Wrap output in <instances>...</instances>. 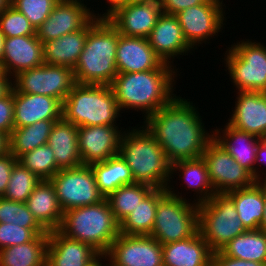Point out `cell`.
<instances>
[{"mask_svg": "<svg viewBox=\"0 0 266 266\" xmlns=\"http://www.w3.org/2000/svg\"><path fill=\"white\" fill-rule=\"evenodd\" d=\"M188 100L176 96L142 123L162 147L171 164L200 158L213 139V134L205 129L198 107Z\"/></svg>", "mask_w": 266, "mask_h": 266, "instance_id": "6da1fadb", "label": "cell"}, {"mask_svg": "<svg viewBox=\"0 0 266 266\" xmlns=\"http://www.w3.org/2000/svg\"><path fill=\"white\" fill-rule=\"evenodd\" d=\"M179 68L163 63L158 69L118 73L110 87L121 109L142 111L145 120L175 97L174 87ZM177 72V73H176ZM176 76V77H175Z\"/></svg>", "mask_w": 266, "mask_h": 266, "instance_id": "7a4b0ae2", "label": "cell"}, {"mask_svg": "<svg viewBox=\"0 0 266 266\" xmlns=\"http://www.w3.org/2000/svg\"><path fill=\"white\" fill-rule=\"evenodd\" d=\"M125 130L118 154L129 166L134 182L166 189L171 182V163L162 147L144 125Z\"/></svg>", "mask_w": 266, "mask_h": 266, "instance_id": "3957f363", "label": "cell"}, {"mask_svg": "<svg viewBox=\"0 0 266 266\" xmlns=\"http://www.w3.org/2000/svg\"><path fill=\"white\" fill-rule=\"evenodd\" d=\"M119 35L107 18H98L88 28L83 51L73 69L76 83L110 86L118 74L116 50Z\"/></svg>", "mask_w": 266, "mask_h": 266, "instance_id": "277c9868", "label": "cell"}, {"mask_svg": "<svg viewBox=\"0 0 266 266\" xmlns=\"http://www.w3.org/2000/svg\"><path fill=\"white\" fill-rule=\"evenodd\" d=\"M59 231L68 238L91 245L105 255L112 242L119 236V223L110 205L103 201L64 212Z\"/></svg>", "mask_w": 266, "mask_h": 266, "instance_id": "5b68a950", "label": "cell"}, {"mask_svg": "<svg viewBox=\"0 0 266 266\" xmlns=\"http://www.w3.org/2000/svg\"><path fill=\"white\" fill-rule=\"evenodd\" d=\"M120 112L109 85L76 83L63 102L62 117L77 127L116 126Z\"/></svg>", "mask_w": 266, "mask_h": 266, "instance_id": "8992f818", "label": "cell"}, {"mask_svg": "<svg viewBox=\"0 0 266 266\" xmlns=\"http://www.w3.org/2000/svg\"><path fill=\"white\" fill-rule=\"evenodd\" d=\"M171 186L169 183L167 192L158 200L150 234L162 245L188 239L198 231V204L187 201L182 192H175Z\"/></svg>", "mask_w": 266, "mask_h": 266, "instance_id": "52a82bcc", "label": "cell"}, {"mask_svg": "<svg viewBox=\"0 0 266 266\" xmlns=\"http://www.w3.org/2000/svg\"><path fill=\"white\" fill-rule=\"evenodd\" d=\"M198 231L215 252L247 229L238 217L233 199L227 193H215L198 204Z\"/></svg>", "mask_w": 266, "mask_h": 266, "instance_id": "ba28073f", "label": "cell"}, {"mask_svg": "<svg viewBox=\"0 0 266 266\" xmlns=\"http://www.w3.org/2000/svg\"><path fill=\"white\" fill-rule=\"evenodd\" d=\"M224 63L237 92H266V46L244 39L228 47Z\"/></svg>", "mask_w": 266, "mask_h": 266, "instance_id": "9c48e42d", "label": "cell"}, {"mask_svg": "<svg viewBox=\"0 0 266 266\" xmlns=\"http://www.w3.org/2000/svg\"><path fill=\"white\" fill-rule=\"evenodd\" d=\"M75 84L73 69L46 63L19 72L12 78V86L16 92L51 96L62 103Z\"/></svg>", "mask_w": 266, "mask_h": 266, "instance_id": "30bf717a", "label": "cell"}, {"mask_svg": "<svg viewBox=\"0 0 266 266\" xmlns=\"http://www.w3.org/2000/svg\"><path fill=\"white\" fill-rule=\"evenodd\" d=\"M63 211L97 204L105 199L90 165L60 169L51 179Z\"/></svg>", "mask_w": 266, "mask_h": 266, "instance_id": "8fae6325", "label": "cell"}, {"mask_svg": "<svg viewBox=\"0 0 266 266\" xmlns=\"http://www.w3.org/2000/svg\"><path fill=\"white\" fill-rule=\"evenodd\" d=\"M222 2L223 0H208L176 14L184 37L193 49H197L202 43L207 44V40L215 38L212 36H219L218 33L223 30L226 13Z\"/></svg>", "mask_w": 266, "mask_h": 266, "instance_id": "7c38bea8", "label": "cell"}, {"mask_svg": "<svg viewBox=\"0 0 266 266\" xmlns=\"http://www.w3.org/2000/svg\"><path fill=\"white\" fill-rule=\"evenodd\" d=\"M105 260L109 266H163L162 244L150 235L120 233Z\"/></svg>", "mask_w": 266, "mask_h": 266, "instance_id": "4fadbf2b", "label": "cell"}, {"mask_svg": "<svg viewBox=\"0 0 266 266\" xmlns=\"http://www.w3.org/2000/svg\"><path fill=\"white\" fill-rule=\"evenodd\" d=\"M206 163L215 193H227L253 185V175L212 139L201 156Z\"/></svg>", "mask_w": 266, "mask_h": 266, "instance_id": "5bb4252c", "label": "cell"}, {"mask_svg": "<svg viewBox=\"0 0 266 266\" xmlns=\"http://www.w3.org/2000/svg\"><path fill=\"white\" fill-rule=\"evenodd\" d=\"M99 125L78 127V150L82 165L105 161L119 153L124 129Z\"/></svg>", "mask_w": 266, "mask_h": 266, "instance_id": "9a60e30c", "label": "cell"}, {"mask_svg": "<svg viewBox=\"0 0 266 266\" xmlns=\"http://www.w3.org/2000/svg\"><path fill=\"white\" fill-rule=\"evenodd\" d=\"M90 10L78 4L58 2L50 16L36 29L37 38L45 43L84 28L95 17V11Z\"/></svg>", "mask_w": 266, "mask_h": 266, "instance_id": "2e32d148", "label": "cell"}, {"mask_svg": "<svg viewBox=\"0 0 266 266\" xmlns=\"http://www.w3.org/2000/svg\"><path fill=\"white\" fill-rule=\"evenodd\" d=\"M162 13L160 2L134 3L119 7L107 19L123 36L148 38Z\"/></svg>", "mask_w": 266, "mask_h": 266, "instance_id": "e0dca14e", "label": "cell"}, {"mask_svg": "<svg viewBox=\"0 0 266 266\" xmlns=\"http://www.w3.org/2000/svg\"><path fill=\"white\" fill-rule=\"evenodd\" d=\"M148 41L163 63L174 66L173 59L192 53L193 48L184 37L176 15L162 13L151 31ZM172 58V59H171Z\"/></svg>", "mask_w": 266, "mask_h": 266, "instance_id": "ac0fdd59", "label": "cell"}, {"mask_svg": "<svg viewBox=\"0 0 266 266\" xmlns=\"http://www.w3.org/2000/svg\"><path fill=\"white\" fill-rule=\"evenodd\" d=\"M234 110L228 124L258 137L266 136V92H236Z\"/></svg>", "mask_w": 266, "mask_h": 266, "instance_id": "d6986e66", "label": "cell"}, {"mask_svg": "<svg viewBox=\"0 0 266 266\" xmlns=\"http://www.w3.org/2000/svg\"><path fill=\"white\" fill-rule=\"evenodd\" d=\"M43 64V43L36 35L5 38L2 66L7 75L13 78Z\"/></svg>", "mask_w": 266, "mask_h": 266, "instance_id": "ffe728a7", "label": "cell"}, {"mask_svg": "<svg viewBox=\"0 0 266 266\" xmlns=\"http://www.w3.org/2000/svg\"><path fill=\"white\" fill-rule=\"evenodd\" d=\"M14 128L35 124L42 120L62 118L63 103L51 96L19 93L13 89Z\"/></svg>", "mask_w": 266, "mask_h": 266, "instance_id": "44dd1931", "label": "cell"}, {"mask_svg": "<svg viewBox=\"0 0 266 266\" xmlns=\"http://www.w3.org/2000/svg\"><path fill=\"white\" fill-rule=\"evenodd\" d=\"M163 61L156 55L148 38L119 35L116 50L118 73H133L158 69Z\"/></svg>", "mask_w": 266, "mask_h": 266, "instance_id": "7402d4cb", "label": "cell"}, {"mask_svg": "<svg viewBox=\"0 0 266 266\" xmlns=\"http://www.w3.org/2000/svg\"><path fill=\"white\" fill-rule=\"evenodd\" d=\"M100 255L91 245L68 238L59 230L49 232L46 260L49 266H87Z\"/></svg>", "mask_w": 266, "mask_h": 266, "instance_id": "603a6c76", "label": "cell"}, {"mask_svg": "<svg viewBox=\"0 0 266 266\" xmlns=\"http://www.w3.org/2000/svg\"><path fill=\"white\" fill-rule=\"evenodd\" d=\"M217 128L211 131L213 139L255 179L256 149L260 143V137L235 129L228 123L224 129Z\"/></svg>", "mask_w": 266, "mask_h": 266, "instance_id": "cb8c5ba5", "label": "cell"}, {"mask_svg": "<svg viewBox=\"0 0 266 266\" xmlns=\"http://www.w3.org/2000/svg\"><path fill=\"white\" fill-rule=\"evenodd\" d=\"M163 266H211L213 251L197 231L181 241L162 245Z\"/></svg>", "mask_w": 266, "mask_h": 266, "instance_id": "d4e9b609", "label": "cell"}, {"mask_svg": "<svg viewBox=\"0 0 266 266\" xmlns=\"http://www.w3.org/2000/svg\"><path fill=\"white\" fill-rule=\"evenodd\" d=\"M25 204L47 232L59 230L64 211L50 180H41Z\"/></svg>", "mask_w": 266, "mask_h": 266, "instance_id": "484cf974", "label": "cell"}, {"mask_svg": "<svg viewBox=\"0 0 266 266\" xmlns=\"http://www.w3.org/2000/svg\"><path fill=\"white\" fill-rule=\"evenodd\" d=\"M97 19L95 16L84 28L43 43L44 63L74 69L83 51L88 28Z\"/></svg>", "mask_w": 266, "mask_h": 266, "instance_id": "4316f807", "label": "cell"}, {"mask_svg": "<svg viewBox=\"0 0 266 266\" xmlns=\"http://www.w3.org/2000/svg\"><path fill=\"white\" fill-rule=\"evenodd\" d=\"M47 144L52 148L59 169L82 165L78 150V127L63 117L53 125Z\"/></svg>", "mask_w": 266, "mask_h": 266, "instance_id": "83f0119b", "label": "cell"}, {"mask_svg": "<svg viewBox=\"0 0 266 266\" xmlns=\"http://www.w3.org/2000/svg\"><path fill=\"white\" fill-rule=\"evenodd\" d=\"M227 194L233 199L239 219L247 230H257L264 216V181H256Z\"/></svg>", "mask_w": 266, "mask_h": 266, "instance_id": "f1b7e54d", "label": "cell"}, {"mask_svg": "<svg viewBox=\"0 0 266 266\" xmlns=\"http://www.w3.org/2000/svg\"><path fill=\"white\" fill-rule=\"evenodd\" d=\"M177 170L180 172H177ZM175 172L176 175L180 173L181 175L178 174L179 180L183 179L181 181L186 183L184 189L187 187L189 191L192 189L193 192H196L194 193L197 194L196 200L194 199L196 204L208 201L215 194L209 179L206 163L202 157L177 161L171 164V179L174 178Z\"/></svg>", "mask_w": 266, "mask_h": 266, "instance_id": "f546056e", "label": "cell"}, {"mask_svg": "<svg viewBox=\"0 0 266 266\" xmlns=\"http://www.w3.org/2000/svg\"><path fill=\"white\" fill-rule=\"evenodd\" d=\"M167 192L154 188L133 211L119 223V231L125 235H150L156 215L158 200Z\"/></svg>", "mask_w": 266, "mask_h": 266, "instance_id": "4dcf8cb0", "label": "cell"}, {"mask_svg": "<svg viewBox=\"0 0 266 266\" xmlns=\"http://www.w3.org/2000/svg\"><path fill=\"white\" fill-rule=\"evenodd\" d=\"M100 193L107 198L119 187L134 184V178L126 162L118 155L102 162L90 164Z\"/></svg>", "mask_w": 266, "mask_h": 266, "instance_id": "1f68e13d", "label": "cell"}, {"mask_svg": "<svg viewBox=\"0 0 266 266\" xmlns=\"http://www.w3.org/2000/svg\"><path fill=\"white\" fill-rule=\"evenodd\" d=\"M49 234L37 235L32 241L0 250V266H44Z\"/></svg>", "mask_w": 266, "mask_h": 266, "instance_id": "d6a6232c", "label": "cell"}, {"mask_svg": "<svg viewBox=\"0 0 266 266\" xmlns=\"http://www.w3.org/2000/svg\"><path fill=\"white\" fill-rule=\"evenodd\" d=\"M57 120H42L35 124L14 128L8 137V151L18 159L24 153L47 144Z\"/></svg>", "mask_w": 266, "mask_h": 266, "instance_id": "836d02e7", "label": "cell"}, {"mask_svg": "<svg viewBox=\"0 0 266 266\" xmlns=\"http://www.w3.org/2000/svg\"><path fill=\"white\" fill-rule=\"evenodd\" d=\"M221 251L229 257L266 263V233L247 230L233 238Z\"/></svg>", "mask_w": 266, "mask_h": 266, "instance_id": "e575fe53", "label": "cell"}, {"mask_svg": "<svg viewBox=\"0 0 266 266\" xmlns=\"http://www.w3.org/2000/svg\"><path fill=\"white\" fill-rule=\"evenodd\" d=\"M153 189L146 184L134 183L121 186L111 193L106 199L116 221L120 223L127 217Z\"/></svg>", "mask_w": 266, "mask_h": 266, "instance_id": "d590c367", "label": "cell"}, {"mask_svg": "<svg viewBox=\"0 0 266 266\" xmlns=\"http://www.w3.org/2000/svg\"><path fill=\"white\" fill-rule=\"evenodd\" d=\"M41 179L18 161L15 163L3 198L25 203Z\"/></svg>", "mask_w": 266, "mask_h": 266, "instance_id": "8d00e7d4", "label": "cell"}, {"mask_svg": "<svg viewBox=\"0 0 266 266\" xmlns=\"http://www.w3.org/2000/svg\"><path fill=\"white\" fill-rule=\"evenodd\" d=\"M18 162L41 180H50L60 170L52 148L48 144L24 153L18 158Z\"/></svg>", "mask_w": 266, "mask_h": 266, "instance_id": "74e56055", "label": "cell"}, {"mask_svg": "<svg viewBox=\"0 0 266 266\" xmlns=\"http://www.w3.org/2000/svg\"><path fill=\"white\" fill-rule=\"evenodd\" d=\"M0 223L17 224L23 228L44 229L27 205L0 197Z\"/></svg>", "mask_w": 266, "mask_h": 266, "instance_id": "f35d334b", "label": "cell"}, {"mask_svg": "<svg viewBox=\"0 0 266 266\" xmlns=\"http://www.w3.org/2000/svg\"><path fill=\"white\" fill-rule=\"evenodd\" d=\"M0 30L5 38L36 35L26 16L10 4L0 13Z\"/></svg>", "mask_w": 266, "mask_h": 266, "instance_id": "ab89813d", "label": "cell"}, {"mask_svg": "<svg viewBox=\"0 0 266 266\" xmlns=\"http://www.w3.org/2000/svg\"><path fill=\"white\" fill-rule=\"evenodd\" d=\"M58 2V0H10V5L24 14L36 30L50 16Z\"/></svg>", "mask_w": 266, "mask_h": 266, "instance_id": "60d3db41", "label": "cell"}, {"mask_svg": "<svg viewBox=\"0 0 266 266\" xmlns=\"http://www.w3.org/2000/svg\"><path fill=\"white\" fill-rule=\"evenodd\" d=\"M49 234L45 229L23 228L12 223H0V250L32 241L37 235Z\"/></svg>", "mask_w": 266, "mask_h": 266, "instance_id": "b9f144b4", "label": "cell"}, {"mask_svg": "<svg viewBox=\"0 0 266 266\" xmlns=\"http://www.w3.org/2000/svg\"><path fill=\"white\" fill-rule=\"evenodd\" d=\"M14 129V103H13V88L12 90L0 98V132L10 136Z\"/></svg>", "mask_w": 266, "mask_h": 266, "instance_id": "7bdbcfd3", "label": "cell"}, {"mask_svg": "<svg viewBox=\"0 0 266 266\" xmlns=\"http://www.w3.org/2000/svg\"><path fill=\"white\" fill-rule=\"evenodd\" d=\"M17 161L9 151L0 155V197H3L7 189L11 171Z\"/></svg>", "mask_w": 266, "mask_h": 266, "instance_id": "ee69618b", "label": "cell"}, {"mask_svg": "<svg viewBox=\"0 0 266 266\" xmlns=\"http://www.w3.org/2000/svg\"><path fill=\"white\" fill-rule=\"evenodd\" d=\"M211 266H266V263L229 257L220 250L213 252Z\"/></svg>", "mask_w": 266, "mask_h": 266, "instance_id": "f6af8a7d", "label": "cell"}, {"mask_svg": "<svg viewBox=\"0 0 266 266\" xmlns=\"http://www.w3.org/2000/svg\"><path fill=\"white\" fill-rule=\"evenodd\" d=\"M208 0H160L162 12L176 15L189 7L201 5Z\"/></svg>", "mask_w": 266, "mask_h": 266, "instance_id": "bcb514c9", "label": "cell"}, {"mask_svg": "<svg viewBox=\"0 0 266 266\" xmlns=\"http://www.w3.org/2000/svg\"><path fill=\"white\" fill-rule=\"evenodd\" d=\"M256 154L257 155H256V159H255V180L259 181V182L260 181H266V172L265 171L262 172L261 169H259V167H261L260 165L266 164V136L260 137V143L256 149ZM263 174L265 176L264 178H263Z\"/></svg>", "mask_w": 266, "mask_h": 266, "instance_id": "7dc6e473", "label": "cell"}, {"mask_svg": "<svg viewBox=\"0 0 266 266\" xmlns=\"http://www.w3.org/2000/svg\"><path fill=\"white\" fill-rule=\"evenodd\" d=\"M106 2L109 4L108 9L105 11L104 14L99 15V13H95L94 15L97 18H108L112 13H114L119 7H122L124 5L128 4V0H106Z\"/></svg>", "mask_w": 266, "mask_h": 266, "instance_id": "c3c4849f", "label": "cell"}, {"mask_svg": "<svg viewBox=\"0 0 266 266\" xmlns=\"http://www.w3.org/2000/svg\"><path fill=\"white\" fill-rule=\"evenodd\" d=\"M12 77L6 73L0 78V98L7 95L12 90Z\"/></svg>", "mask_w": 266, "mask_h": 266, "instance_id": "681fc988", "label": "cell"}, {"mask_svg": "<svg viewBox=\"0 0 266 266\" xmlns=\"http://www.w3.org/2000/svg\"><path fill=\"white\" fill-rule=\"evenodd\" d=\"M8 151V137L0 132V155Z\"/></svg>", "mask_w": 266, "mask_h": 266, "instance_id": "f907efd6", "label": "cell"}, {"mask_svg": "<svg viewBox=\"0 0 266 266\" xmlns=\"http://www.w3.org/2000/svg\"><path fill=\"white\" fill-rule=\"evenodd\" d=\"M259 229L266 233V181H264V216Z\"/></svg>", "mask_w": 266, "mask_h": 266, "instance_id": "816d5d0a", "label": "cell"}, {"mask_svg": "<svg viewBox=\"0 0 266 266\" xmlns=\"http://www.w3.org/2000/svg\"><path fill=\"white\" fill-rule=\"evenodd\" d=\"M105 259V255H100L95 261H93L92 263H90L87 266H109V263H107L106 265L101 262ZM103 263V264H102Z\"/></svg>", "mask_w": 266, "mask_h": 266, "instance_id": "f5cc1de1", "label": "cell"}, {"mask_svg": "<svg viewBox=\"0 0 266 266\" xmlns=\"http://www.w3.org/2000/svg\"><path fill=\"white\" fill-rule=\"evenodd\" d=\"M4 40H5V36L3 35V33L0 30V62H2V59H3Z\"/></svg>", "mask_w": 266, "mask_h": 266, "instance_id": "db71d44e", "label": "cell"}, {"mask_svg": "<svg viewBox=\"0 0 266 266\" xmlns=\"http://www.w3.org/2000/svg\"><path fill=\"white\" fill-rule=\"evenodd\" d=\"M59 2H62V3H70V4H78V5H81V6H84L87 8V5L88 4H84V0H58Z\"/></svg>", "mask_w": 266, "mask_h": 266, "instance_id": "11a10c76", "label": "cell"}, {"mask_svg": "<svg viewBox=\"0 0 266 266\" xmlns=\"http://www.w3.org/2000/svg\"><path fill=\"white\" fill-rule=\"evenodd\" d=\"M146 2H160V0H128V4L146 3Z\"/></svg>", "mask_w": 266, "mask_h": 266, "instance_id": "9f6ffc18", "label": "cell"}, {"mask_svg": "<svg viewBox=\"0 0 266 266\" xmlns=\"http://www.w3.org/2000/svg\"><path fill=\"white\" fill-rule=\"evenodd\" d=\"M10 4V0H0V13Z\"/></svg>", "mask_w": 266, "mask_h": 266, "instance_id": "6f0895ef", "label": "cell"}, {"mask_svg": "<svg viewBox=\"0 0 266 266\" xmlns=\"http://www.w3.org/2000/svg\"><path fill=\"white\" fill-rule=\"evenodd\" d=\"M5 74L3 66H2V62H0V78Z\"/></svg>", "mask_w": 266, "mask_h": 266, "instance_id": "680465c9", "label": "cell"}]
</instances>
